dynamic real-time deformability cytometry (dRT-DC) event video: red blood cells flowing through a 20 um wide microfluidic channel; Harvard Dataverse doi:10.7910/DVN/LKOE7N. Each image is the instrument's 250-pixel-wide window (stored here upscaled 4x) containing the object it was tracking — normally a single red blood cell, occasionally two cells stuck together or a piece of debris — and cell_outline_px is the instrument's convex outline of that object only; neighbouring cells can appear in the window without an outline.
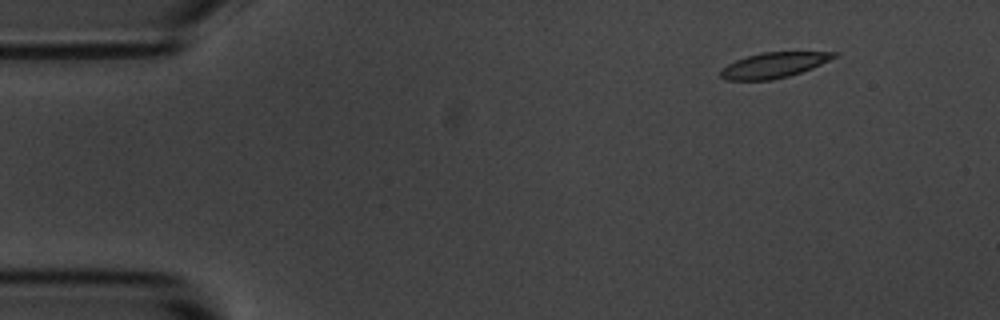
{"species": "common noctule bat (a hibernating species)", "species_latin": "Nyctalus noctula", "temperature_condition": "room temperature", "stored_images_in_passage": 10, "camera_frame_rate_fps": 3000, "um_per_image_px": 0.085, "animal": {"sex": "male", "body_mass_g": 20.1, "forearm_length_mm": 53.5}, "frame": {"image": 1, "passage_image": 1, "time_ms": 0.0, "image_size_px": [1000, 320], "cell_outline_px": [[840, 52], [836, 56], [812, 68], [788, 76], [772, 80], [724, 80], [720, 76], [720, 68], [736, 60], [748, 56], [764, 52]], "centroid_in_image_um": [65.72, 5.54], "position_along_channel_um": 19.3, "area_um2": 16.59}}
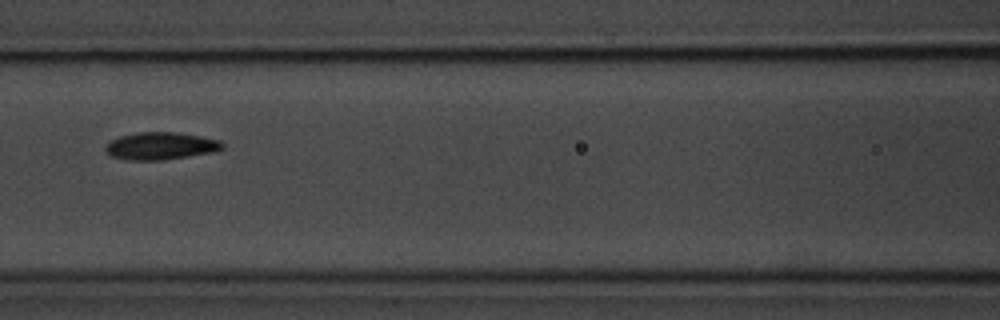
{"frame": {"image": 2, "passage_image": 6, "time_ms": 6.0, "image_size_px": [1000, 320], "cell_outline_px": [[224, 148], [212, 152], [164, 160], [128, 160], [112, 156], [104, 148], [108, 140], [120, 136], [136, 132], [176, 132], [200, 136], [220, 140], [224, 144]], "centroid_in_image_um": [13.64, 12.4], "position_along_channel_um": 153.0, "area_um2": 18.73}}
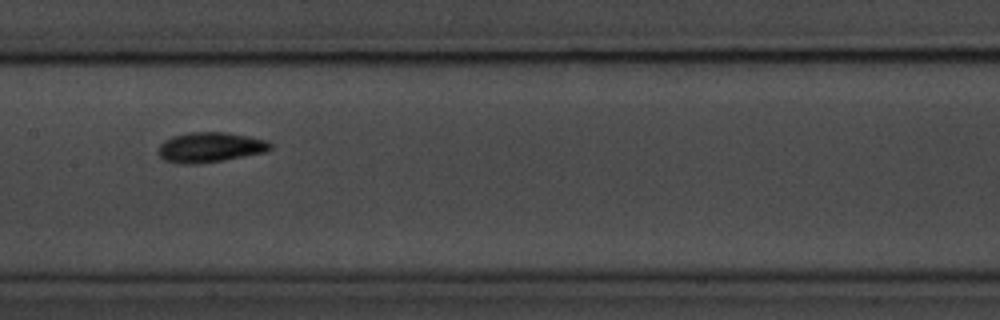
{"frame": {"image": 3, "passage_image": 7, "time_ms": 7.0, "image_size_px": [1000, 320], "cell_outline_px": [[272, 148], [264, 152], [224, 160], [196, 164], [180, 164], [164, 160], [160, 156], [160, 144], [164, 140], [172, 136], [188, 132], [224, 132], [248, 136], [268, 140], [272, 144]], "centroid_in_image_um": [17.87, 12.51], "position_along_channel_um": 189.5, "area_um2": 19.59}}